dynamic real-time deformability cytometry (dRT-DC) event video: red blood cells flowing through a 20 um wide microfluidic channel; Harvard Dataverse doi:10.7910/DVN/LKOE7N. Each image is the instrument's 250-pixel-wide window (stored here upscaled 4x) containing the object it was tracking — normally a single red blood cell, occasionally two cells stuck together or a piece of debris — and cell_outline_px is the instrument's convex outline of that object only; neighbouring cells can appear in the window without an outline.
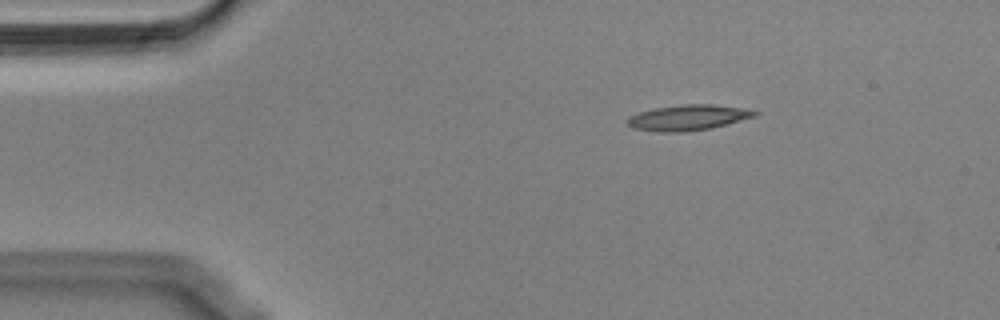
{"species": "Egyptian fruit bat (a non-hibernating species)", "species_latin": "Rousettus aegyptiacus", "temperature_condition": "cold", "stored_images_in_passage": 47, "camera_frame_rate_fps": 3000, "um_per_image_px": 0.085, "animal": {"sex": "male"}, "frame": {"image": 1, "passage_image": 1, "time_ms": 0.0, "image_size_px": [1000, 320], "cell_outline_px": [[760, 112], [756, 116], [712, 128], [684, 132], [656, 132], [632, 128], [624, 120], [628, 116], [640, 112], [656, 108], [684, 104], [712, 104], [744, 108]], "centroid_in_image_um": [58.46, 10.0], "position_along_channel_um": 26.5, "area_um2": 19.07}}
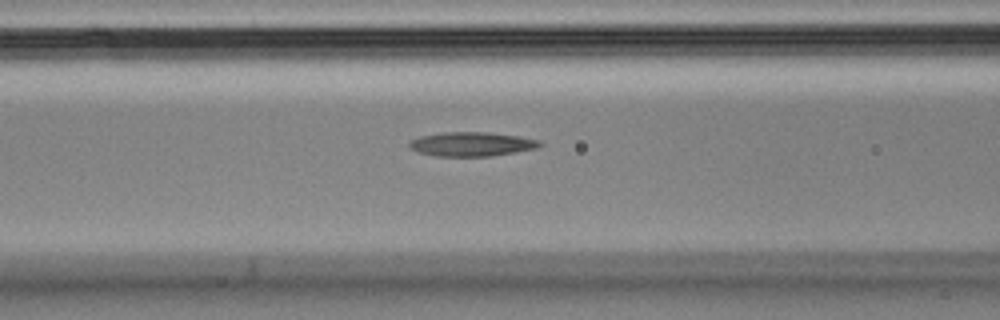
{"frame": {"image": 2, "passage_image": 14, "time_ms": 4.333, "image_size_px": [1000, 320], "cell_outline_px": [[544, 144], [536, 148], [516, 152], [492, 156], [436, 156], [420, 152], [408, 148], [408, 140], [420, 136], [444, 132], [488, 132], [520, 136], [540, 140]], "centroid_in_image_um": [40.09, 12.24], "position_along_channel_um": 126.5, "area_um2": 18.55}}
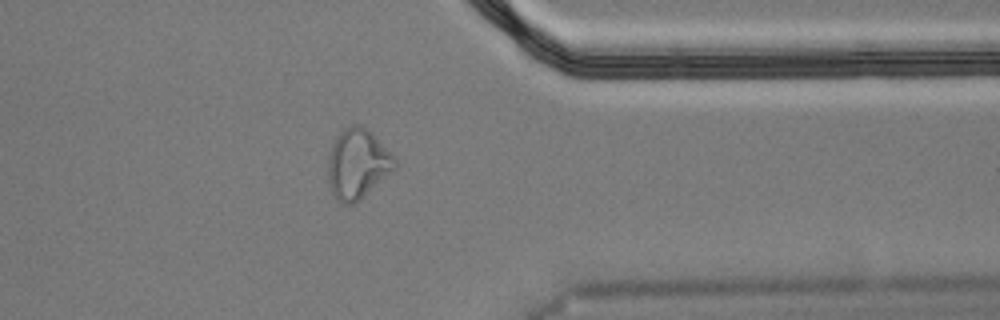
{"frame": {"image": 3, "passage_image": 36, "time_ms": 11.667, "image_size_px": [1000, 320], "cell_outline_px": [[396, 168], [392, 172], [356, 204], [344, 204], [336, 200], [332, 196], [328, 180], [328, 160], [332, 144], [336, 136], [348, 124], [360, 124], [372, 132], [392, 152], [396, 160]], "centroid_in_image_um": [30.4, 13.93], "position_along_channel_um": 381.0, "area_um2": 27.74}, "authors_computed_cell_mechanics": {"area_um2": 19.0162, "velocity_mm_per_s": 3.597, "shape_relaxation_time_tau1_ms": null, "shape_relaxation_time_tau2_ms": 7.5501, "deformation_change_tau1": null, "deformation_change_tau2": 0.1917}}